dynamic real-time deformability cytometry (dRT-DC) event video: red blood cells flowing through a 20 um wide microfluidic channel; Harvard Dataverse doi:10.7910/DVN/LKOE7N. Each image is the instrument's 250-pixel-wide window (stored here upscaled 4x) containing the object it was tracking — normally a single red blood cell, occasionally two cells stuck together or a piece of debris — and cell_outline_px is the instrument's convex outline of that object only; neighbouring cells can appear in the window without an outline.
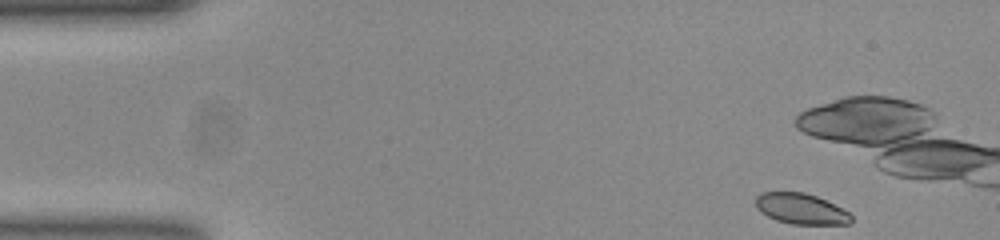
{"species": "common noctule bat (a hibernating species)", "species_latin": "Nyctalus noctula", "temperature_condition": "room temperature", "stored_images_in_passage": 50, "camera_frame_rate_fps": 3000, "um_per_image_px": 0.085, "animal": {"sex": "female", "body_mass_g": 23.0, "forearm_length_mm": 53.4}, "frame": {"image": 1, "passage_image": 1, "time_ms": 0.0, "image_size_px": [1000, 240], "cell_outline_px": [[852, 220], [848, 224], [792, 224], [776, 220], [760, 212], [756, 208], [756, 196], [760, 192], [804, 192], [816, 196], [848, 212], [852, 216]], "centroid_in_image_um": [68.04, 17.75], "position_along_channel_um": 17.0, "area_um2": 16.94}}
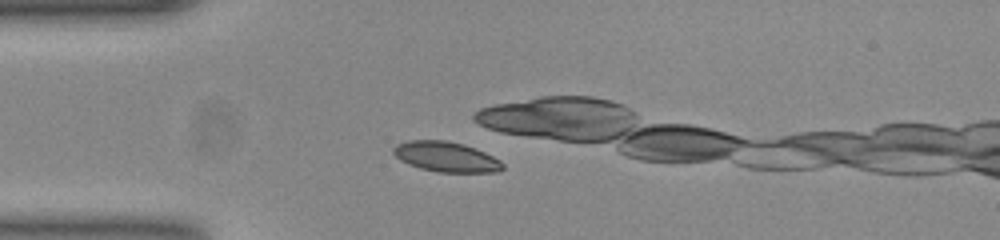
{"frame": {"image": 2, "passage_image": 10, "time_ms": 3.0, "image_size_px": [1000, 240], "cell_outline_px": [[504, 168], [496, 172], [440, 172], [420, 168], [408, 164], [400, 160], [392, 152], [392, 148], [396, 144], [408, 140], [444, 140], [464, 144], [476, 148], [500, 160], [504, 164]], "centroid_in_image_um": [37.9, 13.32], "position_along_channel_um": 47.1, "area_um2": 19.25}, "authors_computed_cell_mechanics": {"area_um2": 18.8428, "velocity_mm_per_s": 3.8349, "shape_relaxation_time_tau1_ms": 2.0131, "shape_relaxation_time_tau2_ms": 9.083, "deformation_change_tau1": 0.0733, "deformation_change_tau2": 0.0881}}